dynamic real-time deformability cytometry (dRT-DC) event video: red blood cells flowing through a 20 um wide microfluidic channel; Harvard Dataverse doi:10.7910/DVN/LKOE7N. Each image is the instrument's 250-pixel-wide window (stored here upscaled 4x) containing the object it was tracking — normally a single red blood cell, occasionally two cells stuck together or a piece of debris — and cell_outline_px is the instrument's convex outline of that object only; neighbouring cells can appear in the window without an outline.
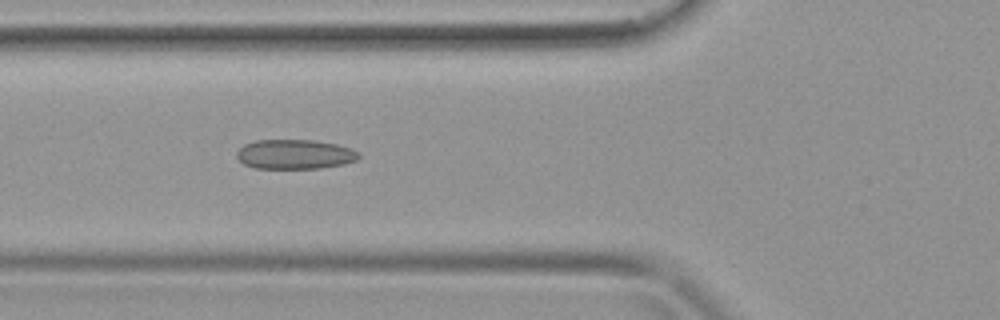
{"species": "common noctule bat (a hibernating species)", "species_latin": "Nyctalus noctula", "temperature_condition": "warm", "stored_images_in_passage": 20, "camera_frame_rate_fps": 3000, "um_per_image_px": 0.085, "animal": {"sex": "female", "body_mass_g": 19.9}, "frame": {"image": 1, "passage_image": 6, "time_ms": 1.667, "image_size_px": [1000, 320], "cell_outline_px": [[360, 156], [356, 160], [344, 164], [320, 168], [256, 168], [244, 164], [236, 156], [236, 152], [244, 144], [256, 140], [312, 140], [336, 144], [352, 148], [360, 152]], "centroid_in_image_um": [25.08, 13.11], "position_along_channel_um": 100.7, "area_um2": 21.04}}
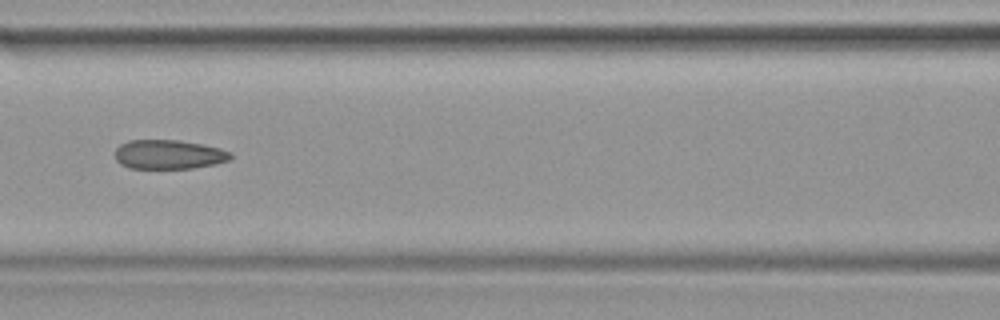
{"frame": {"image": 2, "passage_image": 9, "time_ms": 2.667, "image_size_px": [1000, 320], "cell_outline_px": [[232, 156], [228, 160], [216, 164], [192, 168], [128, 168], [120, 164], [116, 160], [116, 148], [120, 144], [128, 140], [180, 140], [204, 144], [220, 148], [232, 152]], "centroid_in_image_um": [14.35, 13.12], "position_along_channel_um": 152.2, "area_um2": 19.83}}